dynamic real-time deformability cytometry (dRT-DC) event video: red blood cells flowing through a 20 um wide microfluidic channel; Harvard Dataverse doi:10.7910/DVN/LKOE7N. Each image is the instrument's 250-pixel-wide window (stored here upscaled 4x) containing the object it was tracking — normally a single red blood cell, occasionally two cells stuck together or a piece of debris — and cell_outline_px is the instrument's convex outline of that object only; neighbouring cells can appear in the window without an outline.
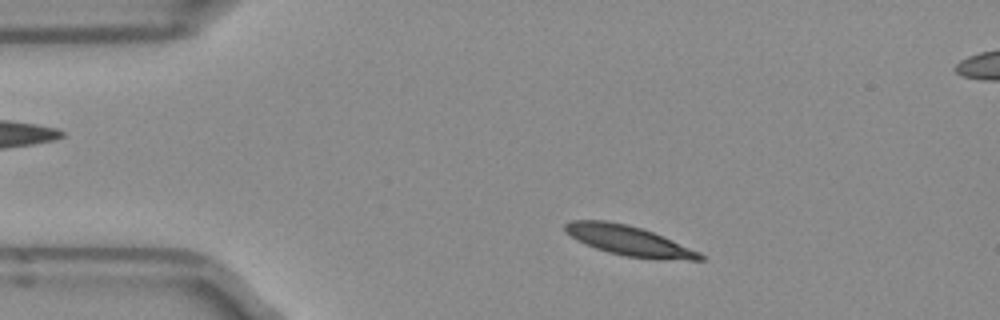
{"species": "Egyptian fruit bat (a non-hibernating species)", "species_latin": "Rousettus aegyptiacus", "temperature_condition": "room temperature", "stored_images_in_passage": 49, "segment_of_instrument_passage": [1, 2], "camera_frame_rate_fps": 3000, "um_per_image_px": 0.085, "frame": {"image": 1, "passage_image": 6, "time_ms": 1.667, "image_size_px": [1000, 320], "cell_outline_px": [[704, 260], [688, 260], [624, 256], [608, 252], [596, 248], [576, 240], [564, 232], [564, 224], [572, 220], [608, 220], [640, 228], [652, 232], [700, 252], [704, 256]], "centroid_in_image_um": [53.39, 20.44], "position_along_channel_um": 31.6, "area_um2": 23.06}}
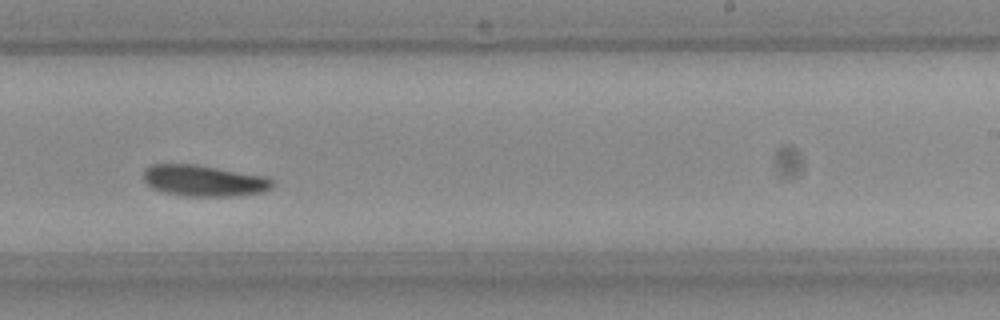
{"frame": {"image": 2, "passage_image": 28, "time_ms": 9.0, "image_size_px": [1000, 320], "cell_outline_px": [[276, 184], [272, 188], [264, 192], [232, 196], [184, 196], [164, 192], [152, 188], [144, 180], [144, 168], [152, 164], [192, 164], [264, 176], [272, 180]], "centroid_in_image_um": [17.33, 15.37], "position_along_channel_um": 271.7, "area_um2": 23.35}}
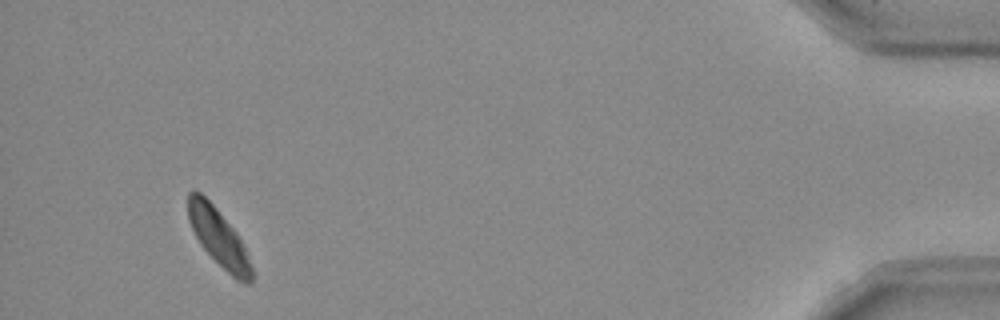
{"frame": {"image": 3, "passage_image": 45, "time_ms": 14.667, "image_size_px": [1000, 320], "cell_outline_px": [[252, 284], [244, 284], [236, 280], [200, 244], [188, 220], [188, 192], [192, 188], [200, 192], [216, 208], [236, 232], [244, 244], [252, 268]], "centroid_in_image_um": [18.59, 20.18], "position_along_channel_um": 416.6, "area_um2": 21.04}}